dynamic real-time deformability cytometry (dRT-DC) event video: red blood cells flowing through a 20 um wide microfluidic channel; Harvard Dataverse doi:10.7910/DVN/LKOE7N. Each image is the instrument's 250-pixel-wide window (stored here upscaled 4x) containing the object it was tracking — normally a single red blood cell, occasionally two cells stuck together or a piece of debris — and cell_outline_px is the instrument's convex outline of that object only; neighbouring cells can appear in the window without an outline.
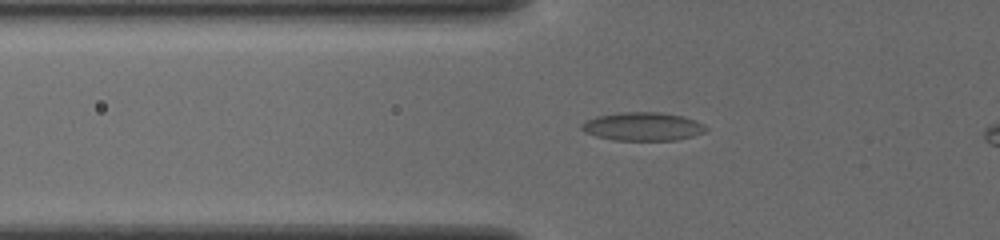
{"species": "common noctule bat (a hibernating species)", "species_latin": "Nyctalus noctula", "temperature_condition": "cold", "stored_images_in_passage": 38, "camera_frame_rate_fps": 3000, "um_per_image_px": 0.085, "animal": {"sex": "female", "body_mass_g": 19.5, "forearm_length_mm": 54.1}, "frame": {"image": 1, "passage_image": 8, "time_ms": 2.333, "image_size_px": [1000, 240], "cell_outline_px": [[708, 128], [704, 132], [692, 136], [676, 140], [616, 140], [596, 136], [584, 132], [580, 128], [580, 124], [584, 120], [596, 116], [620, 112], [660, 112], [684, 116], [696, 120], [704, 124]], "centroid_in_image_um": [54.61, 10.74], "position_along_channel_um": 71.2, "area_um2": 20.75}}
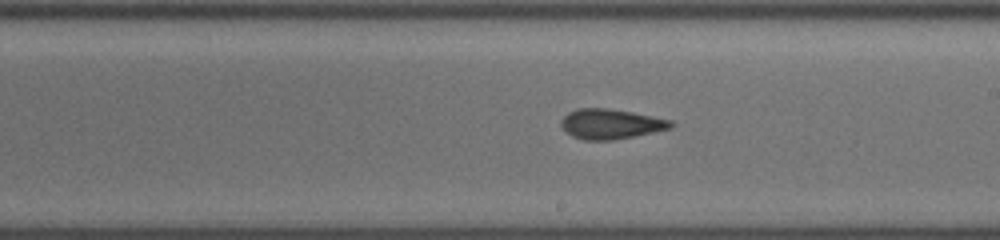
{"frame": {"image": 2, "passage_image": 21, "time_ms": 6.667, "image_size_px": [1000, 240], "cell_outline_px": [[676, 124], [672, 128], [612, 140], [584, 140], [572, 136], [560, 124], [560, 120], [568, 112], [576, 108], [608, 108], [632, 112], [672, 120]], "centroid_in_image_um": [51.92, 10.52], "position_along_channel_um": 237.1, "area_um2": 19.13}}
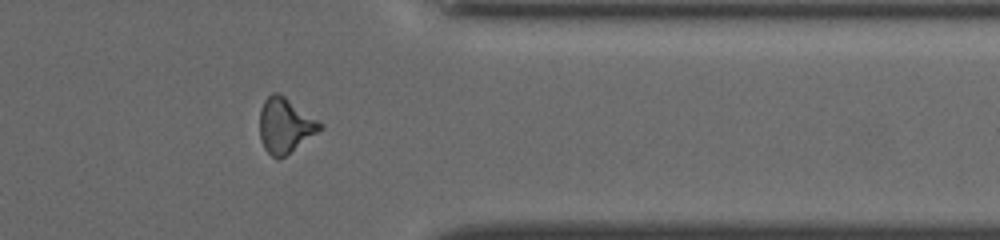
{"frame": {"image": 3, "passage_image": 33, "time_ms": 10.667, "image_size_px": [1000, 240], "cell_outline_px": [[324, 128], [280, 160], [276, 160], [264, 148], [260, 140], [260, 108], [264, 100], [272, 92], [276, 92], [284, 96], [324, 124]], "centroid_in_image_um": [24.24, 10.69], "position_along_channel_um": 387.2, "area_um2": 19.48}}